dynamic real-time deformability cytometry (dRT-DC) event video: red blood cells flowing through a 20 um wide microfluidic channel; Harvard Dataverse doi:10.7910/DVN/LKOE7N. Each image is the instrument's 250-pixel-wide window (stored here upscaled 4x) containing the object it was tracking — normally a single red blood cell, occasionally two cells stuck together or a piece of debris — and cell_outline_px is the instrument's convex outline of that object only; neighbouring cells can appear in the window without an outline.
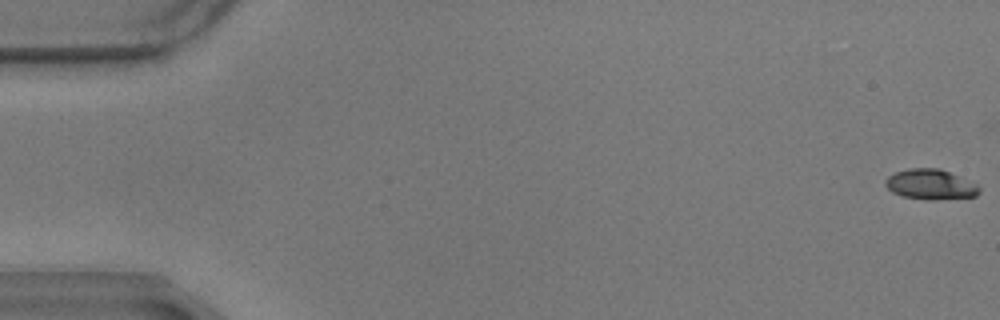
{"species": "common noctule bat (a hibernating species)", "species_latin": "Nyctalus noctula", "temperature_condition": "warm", "stored_images_in_passage": 59, "camera_frame_rate_fps": 3000, "um_per_image_px": 0.085, "animal": {"sex": "male", "body_mass_g": 17.9}, "frame": {"image": 1, "passage_image": 1, "time_ms": 0.0, "image_size_px": [1000, 320], "cell_outline_px": [[980, 192], [976, 196], [936, 200], [928, 200], [904, 196], [892, 192], [884, 184], [884, 180], [888, 176], [896, 172], [908, 168], [940, 168], [976, 184], [980, 188]], "centroid_in_image_um": [79.08, 15.67], "position_along_channel_um": 5.9, "area_um2": 16.47}}
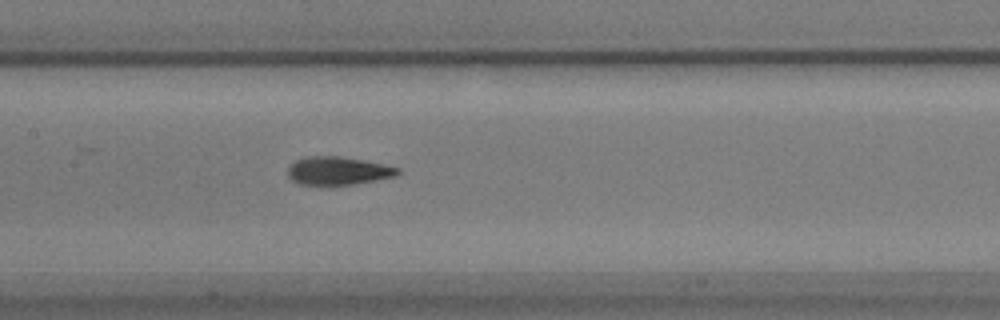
{"frame": {"image": 2, "passage_image": 29, "time_ms": 9.333, "image_size_px": [1000, 320], "cell_outline_px": [[400, 172], [396, 176], [376, 180], [352, 184], [300, 184], [292, 180], [288, 176], [288, 168], [296, 160], [308, 156], [340, 156], [364, 160], [384, 164], [400, 168]], "centroid_in_image_um": [28.76, 14.5], "position_along_channel_um": 178.6, "area_um2": 17.86}}
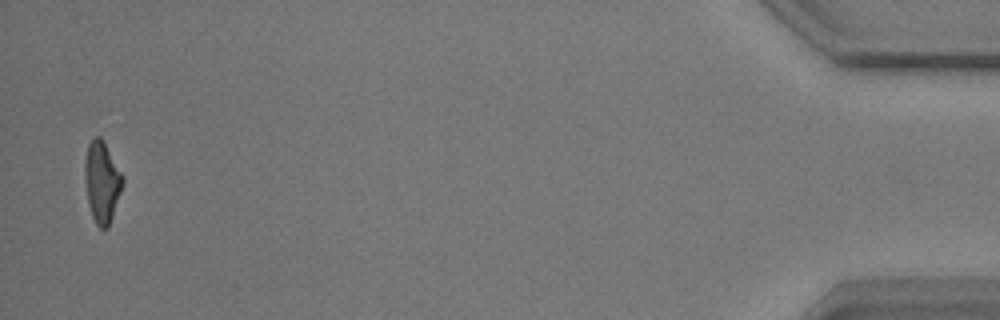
{"frame": {"image": 3, "passage_image": 58, "time_ms": 19.0, "image_size_px": [1000, 320], "cell_outline_px": [[124, 180], [108, 228], [100, 228], [96, 224], [92, 216], [88, 200], [84, 180], [84, 160], [88, 144], [92, 136], [100, 136], [104, 140], [124, 176]], "centroid_in_image_um": [8.65, 15.39], "position_along_channel_um": 426.5, "area_um2": 18.03}, "authors_computed_cell_mechanics": {"area_um2": 17.918, "velocity_mm_per_s": 3.4776, "shape_relaxation_time_tau1_ms": 3.2812, "shape_relaxation_time_tau2_ms": 2.3272, "deformation_change_tau1": 0.1614, "deformation_change_tau2": 0.0786}}